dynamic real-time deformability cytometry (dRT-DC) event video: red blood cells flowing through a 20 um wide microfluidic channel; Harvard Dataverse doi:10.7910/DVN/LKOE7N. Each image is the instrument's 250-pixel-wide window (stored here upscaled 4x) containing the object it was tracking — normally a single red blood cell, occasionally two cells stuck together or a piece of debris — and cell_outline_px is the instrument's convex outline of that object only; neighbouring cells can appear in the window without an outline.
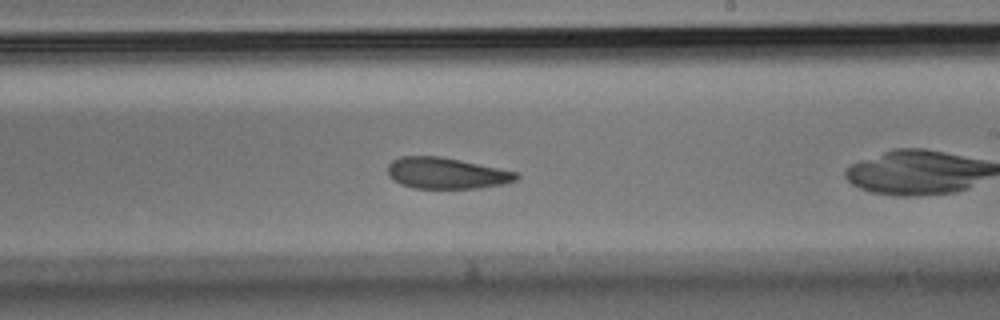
{"species": "Egyptian fruit bat (a non-hibernating species)", "species_latin": "Rousettus aegyptiacus", "temperature_condition": "room temperature", "stored_images_in_passage": 10, "camera_frame_rate_fps": 3000, "um_per_image_px": 0.085, "animal": {"sex": "male"}, "frame": {"image": 1, "passage_image": 9, "time_ms": 2.667, "image_size_px": [1000, 320], "cell_outline_px": [[520, 176], [516, 180], [504, 184], [480, 188], [416, 188], [400, 184], [388, 176], [388, 164], [392, 160], [400, 156], [440, 156], [460, 160], [516, 172]], "centroid_in_image_um": [37.92, 14.72], "position_along_channel_um": 251.1, "area_um2": 23.29}}